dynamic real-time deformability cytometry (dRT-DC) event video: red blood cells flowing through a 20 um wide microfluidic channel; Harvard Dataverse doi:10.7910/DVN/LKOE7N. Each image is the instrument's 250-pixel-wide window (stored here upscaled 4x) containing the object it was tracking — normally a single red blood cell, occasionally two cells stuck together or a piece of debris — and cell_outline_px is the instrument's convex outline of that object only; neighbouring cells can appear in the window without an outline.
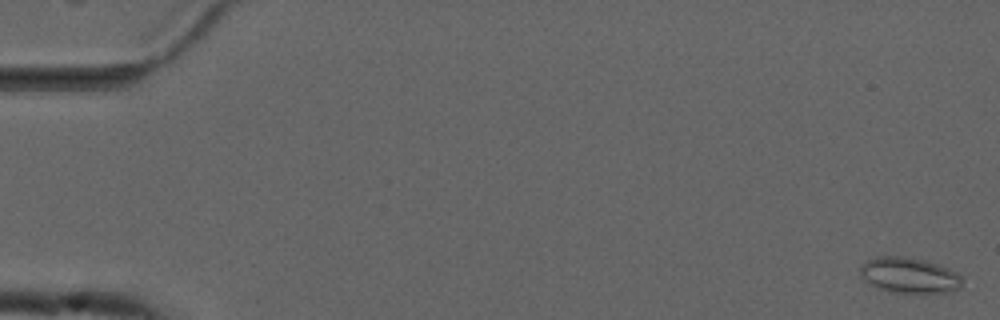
{"species": "common noctule bat (a hibernating species)", "species_latin": "Nyctalus noctula", "temperature_condition": "cold", "stored_images_in_passage": 56, "camera_frame_rate_fps": 3000, "um_per_image_px": 0.085, "animal": {"sex": "male", "forearm_length_mm": 52.5}, "frame": {"image": 1, "passage_image": 2, "time_ms": 0.333, "image_size_px": [1000, 320], "cell_outline_px": [[964, 280], [960, 288], [956, 292], [896, 292], [876, 288], [860, 276], [860, 268], [868, 260], [880, 256], [904, 256], [924, 260], [940, 264], [956, 272]], "centroid_in_image_um": [77.33, 23.4], "position_along_channel_um": 7.7, "area_um2": 21.15}}
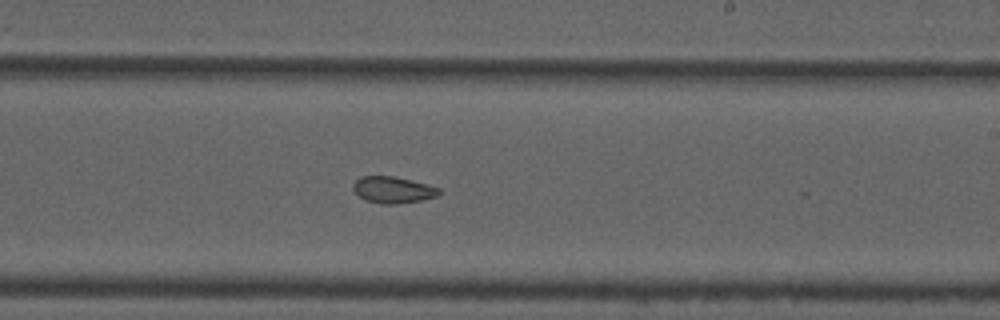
{"frame": {"image": 2, "passage_image": 34, "time_ms": 11.0, "image_size_px": [1000, 320], "cell_outline_px": [[444, 192], [440, 196], [424, 200], [396, 204], [380, 204], [368, 200], [360, 196], [352, 188], [352, 184], [360, 176], [392, 176], [428, 184], [440, 188]], "centroid_in_image_um": [33.48, 16.14], "position_along_channel_um": 255.5, "area_um2": 13.47}}
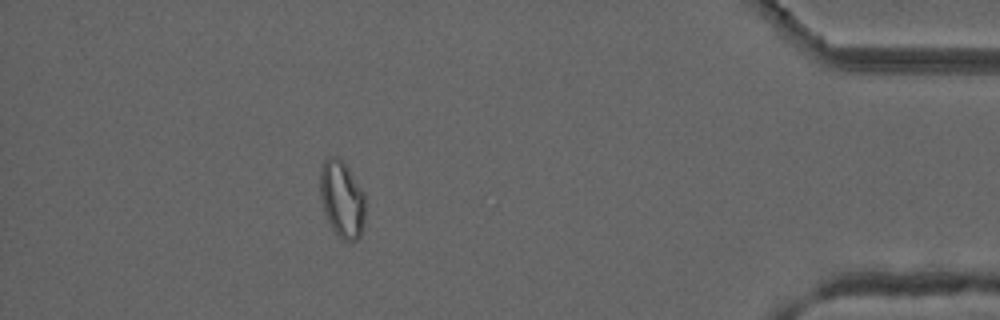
{"frame": {"image": 3, "passage_image": 50, "time_ms": 16.333, "image_size_px": [1000, 320], "cell_outline_px": [[364, 224], [360, 236], [352, 244], [344, 240], [332, 228], [324, 212], [320, 196], [320, 168], [324, 160], [328, 156], [336, 156], [344, 160], [364, 192]], "centroid_in_image_um": [29.07, 16.9], "position_along_channel_um": 406.1, "area_um2": 20.52}, "authors_computed_cell_mechanics": {"area_um2": 16.8198, "velocity_mm_per_s": 3.735, "shape_relaxation_time_tau1_ms": null, "shape_relaxation_time_tau2_ms": 2.2573, "deformation_change_tau1": null, "deformation_change_tau2": 0.0609}}